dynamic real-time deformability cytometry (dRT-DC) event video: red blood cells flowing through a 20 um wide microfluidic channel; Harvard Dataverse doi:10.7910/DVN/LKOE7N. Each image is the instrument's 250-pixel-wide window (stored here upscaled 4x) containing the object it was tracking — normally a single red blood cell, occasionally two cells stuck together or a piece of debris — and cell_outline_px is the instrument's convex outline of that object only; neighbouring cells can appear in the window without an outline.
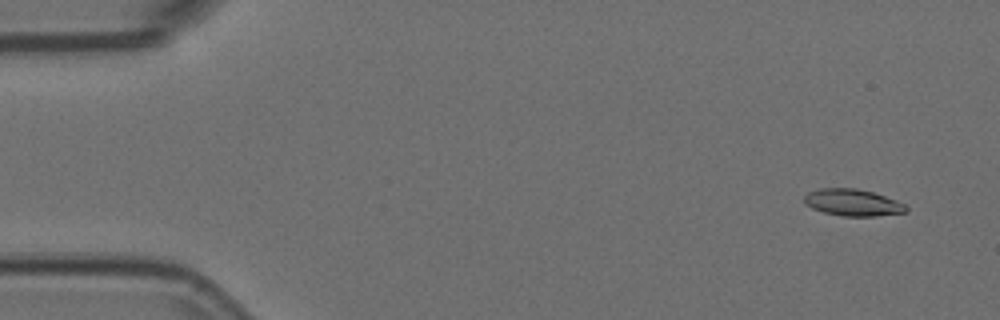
{"species": "Egyptian fruit bat (a non-hibernating species)", "species_latin": "Rousettus aegyptiacus", "temperature_condition": "room temperature", "stored_images_in_passage": 6, "camera_frame_rate_fps": 3000, "um_per_image_px": 0.085, "animal": {"sex": "female"}, "frame": {"image": 1, "passage_image": 2, "time_ms": 0.333, "image_size_px": [1000, 320], "cell_outline_px": [[908, 212], [876, 216], [840, 216], [824, 212], [812, 208], [804, 204], [804, 196], [808, 192], [820, 188], [856, 188], [872, 192], [896, 200], [904, 204], [908, 208]], "centroid_in_image_um": [72.47, 17.22], "position_along_channel_um": 12.5, "area_um2": 15.95}}
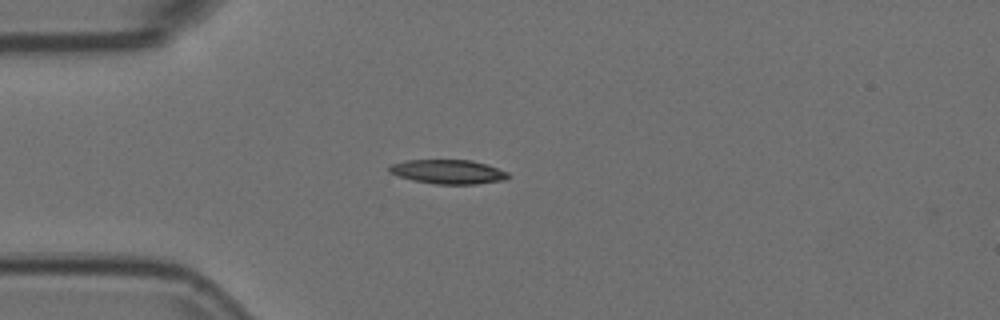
{"frame": {"image": 2, "passage_image": 5, "time_ms": 1.333, "image_size_px": [1000, 320], "cell_outline_px": [[512, 176], [504, 180], [476, 184], [436, 184], [412, 180], [388, 172], [388, 168], [392, 164], [404, 160], [472, 160], [508, 172]], "centroid_in_image_um": [38.09, 14.6], "position_along_channel_um": 46.9, "area_um2": 16.7}}